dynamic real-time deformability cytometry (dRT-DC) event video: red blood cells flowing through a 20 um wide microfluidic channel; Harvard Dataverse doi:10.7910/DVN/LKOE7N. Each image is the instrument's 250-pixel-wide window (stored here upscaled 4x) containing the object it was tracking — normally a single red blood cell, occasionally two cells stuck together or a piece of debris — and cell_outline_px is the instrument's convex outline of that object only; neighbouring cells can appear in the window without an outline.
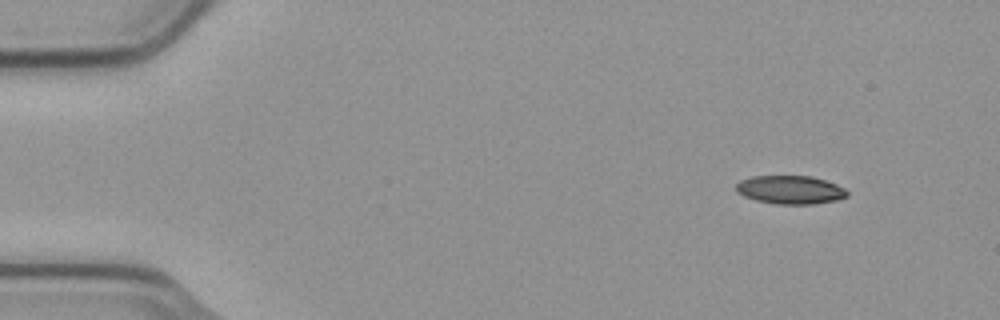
{"species": "common noctule bat (a hibernating species)", "species_latin": "Nyctalus noctula", "temperature_condition": "cold", "stored_images_in_passage": 3, "camera_frame_rate_fps": 3000, "um_per_image_px": 0.085, "animal": {"sex": "male", "body_mass_g": 23.1, "forearm_length_mm": 52.7}, "frame": {"image": 1, "passage_image": 1, "time_ms": 0.0, "image_size_px": [1000, 320], "cell_outline_px": [[848, 196], [836, 200], [812, 204], [776, 204], [756, 200], [744, 196], [736, 192], [736, 184], [740, 180], [752, 176], [812, 176], [836, 184], [844, 188], [848, 192]], "centroid_in_image_um": [67.16, 16.13], "position_along_channel_um": 17.8, "area_um2": 18.38}}